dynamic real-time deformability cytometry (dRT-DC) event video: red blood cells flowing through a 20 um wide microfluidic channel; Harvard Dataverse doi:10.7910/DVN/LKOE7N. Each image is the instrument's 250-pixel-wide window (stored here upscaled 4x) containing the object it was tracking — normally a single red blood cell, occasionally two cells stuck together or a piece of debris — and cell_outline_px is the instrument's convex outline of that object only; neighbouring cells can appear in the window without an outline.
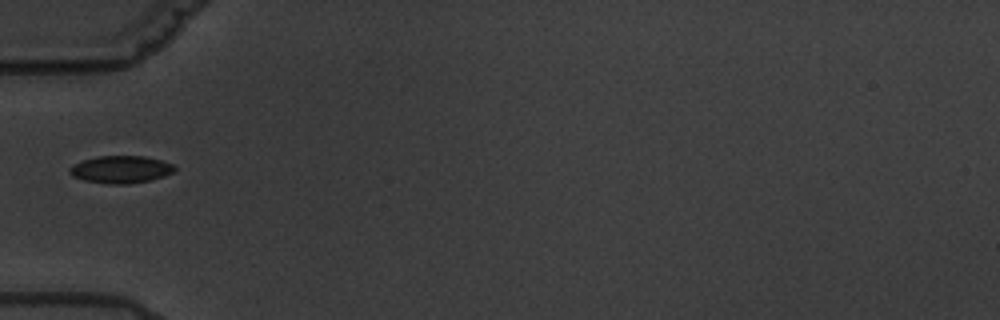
{"species": "common noctule bat (a hibernating species)", "species_latin": "Nyctalus noctula", "temperature_condition": "warm", "stored_images_in_passage": 13, "camera_frame_rate_fps": 3000, "um_per_image_px": 0.085, "animal": {"sex": "male", "body_mass_g": 19.5, "forearm_length_mm": 54.6}, "frame": {"image": 1, "passage_image": 3, "time_ms": 2.333, "image_size_px": [1000, 320], "cell_outline_px": [[176, 168], [172, 172], [164, 176], [148, 180], [128, 184], [108, 184], [84, 180], [72, 176], [68, 172], [68, 168], [72, 164], [96, 156], [144, 156], [160, 160], [172, 164]], "centroid_in_image_um": [10.21, 14.4], "position_along_channel_um": 74.8, "area_um2": 16.7}}
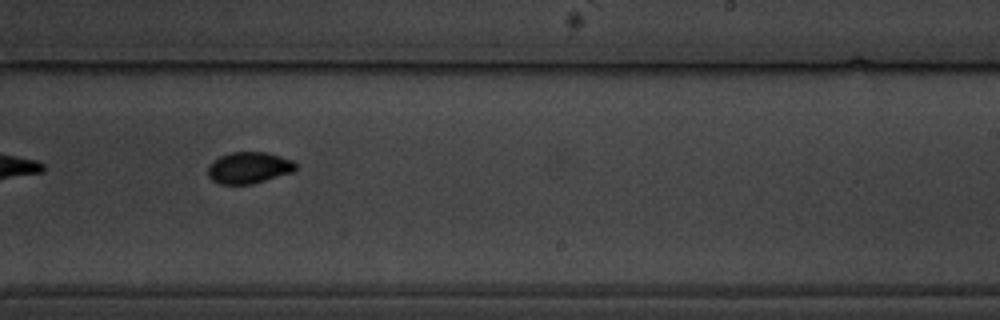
{"frame": {"image": 2, "passage_image": 8, "time_ms": 8.0, "image_size_px": [1000, 320], "cell_outline_px": [[296, 168], [292, 172], [252, 184], [220, 184], [212, 180], [208, 176], [208, 164], [212, 160], [220, 156], [232, 152], [264, 152], [280, 156], [292, 160], [296, 164]], "centroid_in_image_um": [21.12, 14.25], "position_along_channel_um": 267.9, "area_um2": 16.07}, "authors_computed_cell_mechanics": {"area_um2": 16.7042, "velocity_mm_per_s": 3.4158, "shape_relaxation_time_tau1_ms": 4.1397, "shape_relaxation_time_tau2_ms": null, "deformation_change_tau1": 0.1123, "deformation_change_tau2": null}}